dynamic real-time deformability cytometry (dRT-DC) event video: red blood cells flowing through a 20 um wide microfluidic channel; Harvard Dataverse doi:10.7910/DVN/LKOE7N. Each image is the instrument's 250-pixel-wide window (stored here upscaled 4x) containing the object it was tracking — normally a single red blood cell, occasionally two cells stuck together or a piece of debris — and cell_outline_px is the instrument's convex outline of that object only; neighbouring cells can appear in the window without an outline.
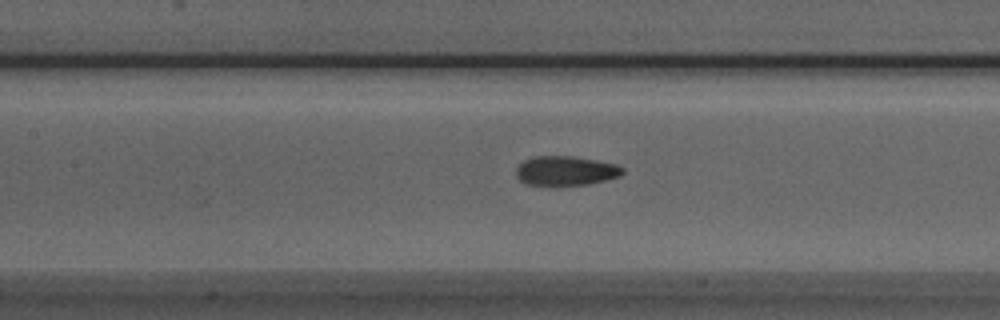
{"species": "Egyptian fruit bat (a non-hibernating species)", "species_latin": "Rousettus aegyptiacus", "temperature_condition": "room temperature", "stored_images_in_passage": 45, "camera_frame_rate_fps": 3000, "um_per_image_px": 0.085, "animal": {"sex": "male"}, "frame": {"image": 1, "passage_image": 23, "time_ms": 7.333, "image_size_px": [1000, 320], "cell_outline_px": [[624, 172], [620, 176], [588, 184], [556, 188], [528, 184], [520, 180], [516, 176], [516, 168], [524, 160], [532, 156], [572, 156], [596, 160], [616, 164], [624, 168]], "centroid_in_image_um": [48.06, 14.55], "position_along_channel_um": 159.3, "area_um2": 18.84}}
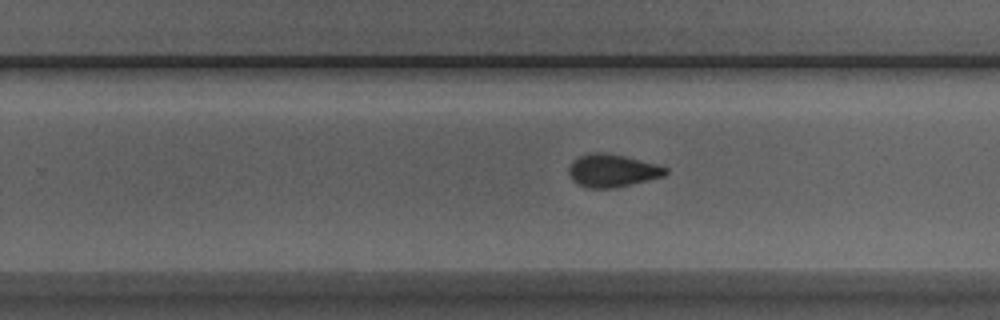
{"frame": {"image": 2, "passage_image": 32, "time_ms": 10.333, "image_size_px": [1000, 320], "cell_outline_px": [[668, 172], [664, 176], [616, 188], [588, 188], [576, 184], [572, 180], [568, 172], [568, 168], [572, 160], [576, 156], [592, 152], [604, 152], [624, 156], [656, 164], [668, 168]], "centroid_in_image_um": [52.0, 14.5], "position_along_channel_um": 277.8, "area_um2": 18.73}}
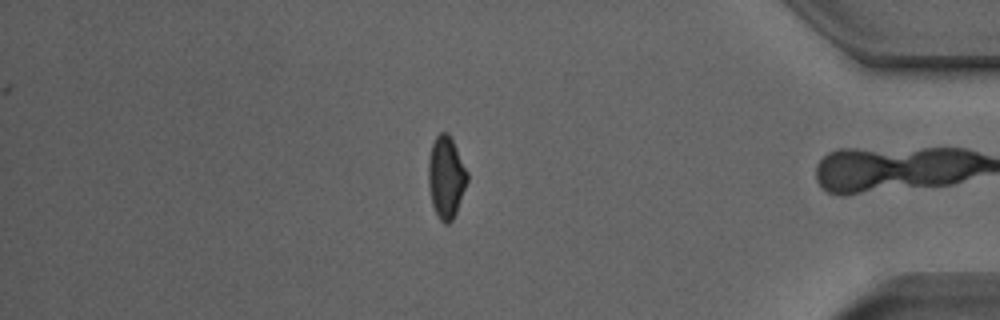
{"frame": {"image": 3, "passage_image": 44, "time_ms": 14.333, "image_size_px": [1000, 320], "cell_outline_px": [[468, 180], [456, 212], [452, 220], [448, 224], [444, 224], [440, 220], [432, 204], [428, 184], [428, 160], [432, 144], [436, 136], [440, 132], [448, 132], [468, 172]], "centroid_in_image_um": [37.91, 15.06], "position_along_channel_um": 397.3, "area_um2": 18.5}, "authors_computed_cell_mechanics": {"area_um2": 18.496, "velocity_mm_per_s": 3.9569, "shape_relaxation_time_tau1_ms": 3.5221, "shape_relaxation_time_tau2_ms": 1.4667, "deformation_change_tau1": 0.1236, "deformation_change_tau2": 0.06}}